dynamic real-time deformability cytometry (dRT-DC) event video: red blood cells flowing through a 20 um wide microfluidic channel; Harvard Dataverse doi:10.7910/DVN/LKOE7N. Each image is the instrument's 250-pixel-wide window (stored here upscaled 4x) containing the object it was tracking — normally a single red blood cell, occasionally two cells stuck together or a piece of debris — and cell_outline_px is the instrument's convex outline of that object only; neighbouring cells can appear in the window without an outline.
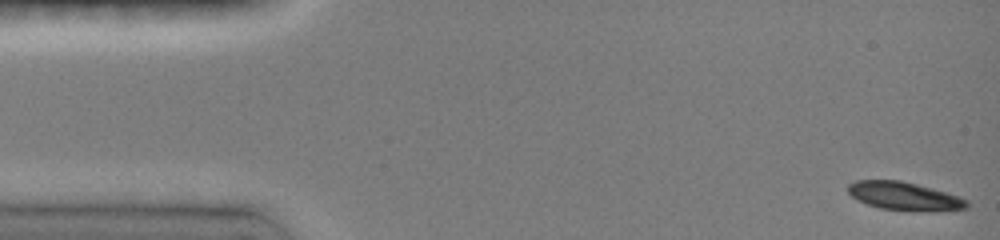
{"species": "common noctule bat (a hibernating species)", "species_latin": "Nyctalus noctula", "temperature_condition": "room temperature", "stored_images_in_passage": 32, "camera_frame_rate_fps": 3000, "um_per_image_px": 0.085, "animal": {"sex": "female", "body_mass_g": 19.0, "forearm_length_mm": 51.5}, "frame": {"image": 1, "passage_image": 1, "time_ms": 0.0, "image_size_px": [1000, 240], "cell_outline_px": [[968, 208], [932, 212], [928, 212], [880, 208], [856, 200], [848, 192], [848, 184], [856, 180], [900, 180], [932, 188], [960, 196], [968, 200]], "centroid_in_image_um": [76.89, 16.68], "position_along_channel_um": 8.1, "area_um2": 19.71}}
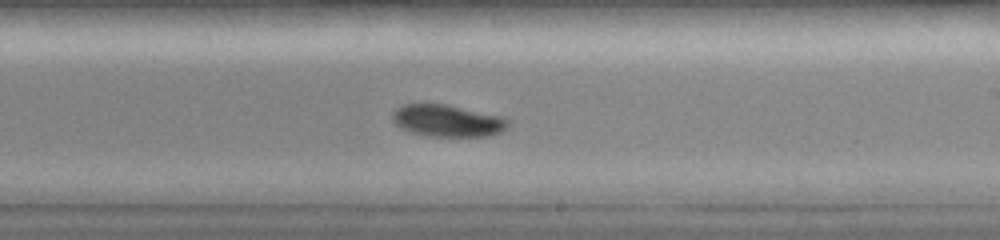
{"frame": {"image": 2, "passage_image": 21, "time_ms": 9.0, "image_size_px": [1000, 240], "cell_outline_px": [[512, 124], [508, 128], [500, 132], [488, 136], [428, 136], [412, 132], [400, 128], [392, 120], [392, 112], [396, 108], [404, 104], [444, 104], [504, 116]], "centroid_in_image_um": [38.07, 10.26], "position_along_channel_um": 250.9, "area_um2": 21.68}}
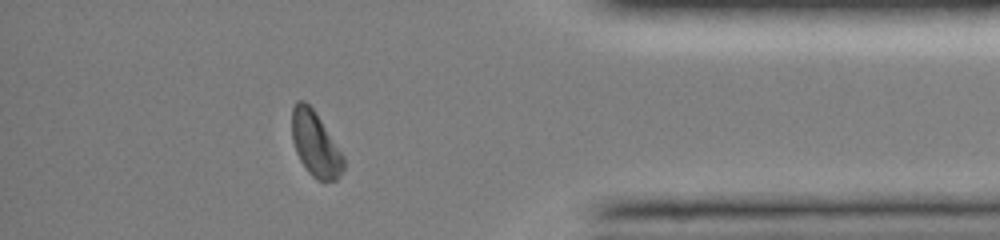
{"frame": {"image": 3, "passage_image": 29, "time_ms": 13.333, "image_size_px": [1000, 240], "cell_outline_px": [[344, 168], [340, 176], [336, 180], [316, 180], [308, 172], [300, 160], [296, 152], [292, 140], [292, 108], [296, 100], [304, 100], [316, 112], [344, 156]], "centroid_in_image_um": [26.8, 12.24], "position_along_channel_um": 408.4, "area_um2": 19.54}, "authors_computed_cell_mechanics": {"area_um2": 20.7213, "velocity_mm_per_s": 4.0302, "shape_relaxation_time_tau1_ms": 3.0832, "shape_relaxation_time_tau2_ms": null, "deformation_change_tau1": 0.1199, "deformation_change_tau2": null}}